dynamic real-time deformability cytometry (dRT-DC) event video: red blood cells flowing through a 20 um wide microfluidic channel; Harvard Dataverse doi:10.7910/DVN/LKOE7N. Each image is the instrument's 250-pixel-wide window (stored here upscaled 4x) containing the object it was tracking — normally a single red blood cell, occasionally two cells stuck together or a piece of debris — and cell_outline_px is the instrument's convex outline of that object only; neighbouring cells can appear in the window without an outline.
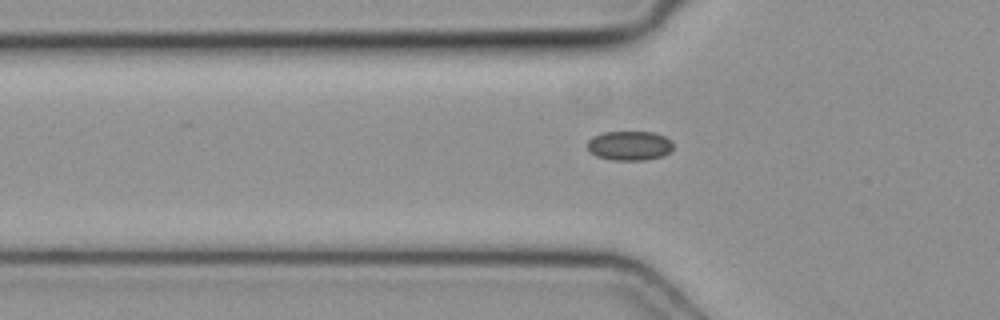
{"species": "common noctule bat (a hibernating species)", "species_latin": "Nyctalus noctula", "temperature_condition": "cold", "stored_images_in_passage": 37, "segment_of_instrument_passage": [1, 2], "camera_frame_rate_fps": 3000, "um_per_image_px": 0.085, "animal": {"sex": "female", "body_mass_g": 19.3, "forearm_length_mm": 54.1}, "frame": {"image": 1, "passage_image": 3, "time_ms": 0.667, "image_size_px": [1000, 320], "cell_outline_px": [[672, 148], [664, 156], [644, 160], [612, 160], [596, 156], [588, 148], [588, 140], [592, 136], [600, 132], [652, 132], [664, 136], [672, 140]], "centroid_in_image_um": [53.5, 12.37], "position_along_channel_um": 72.3, "area_um2": 14.74}}
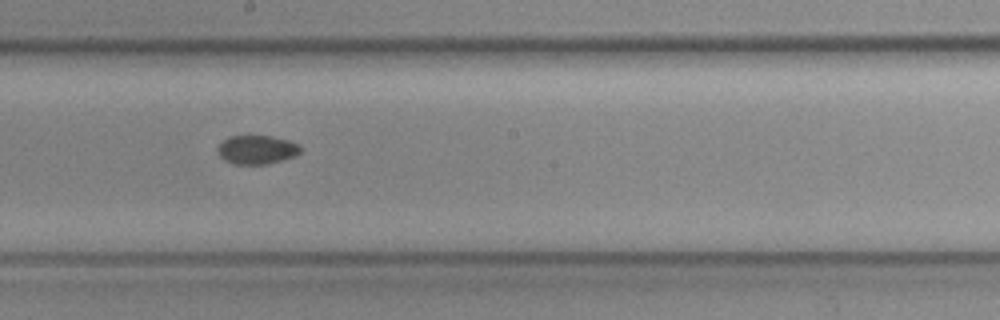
{"frame": {"image": 2, "passage_image": 14, "time_ms": 4.333, "image_size_px": [1000, 320], "cell_outline_px": [[300, 152], [296, 156], [268, 164], [232, 164], [224, 160], [220, 156], [216, 148], [228, 136], [272, 136], [288, 140], [300, 144]], "centroid_in_image_um": [21.83, 12.73], "position_along_channel_um": 226.4, "area_um2": 13.99}}
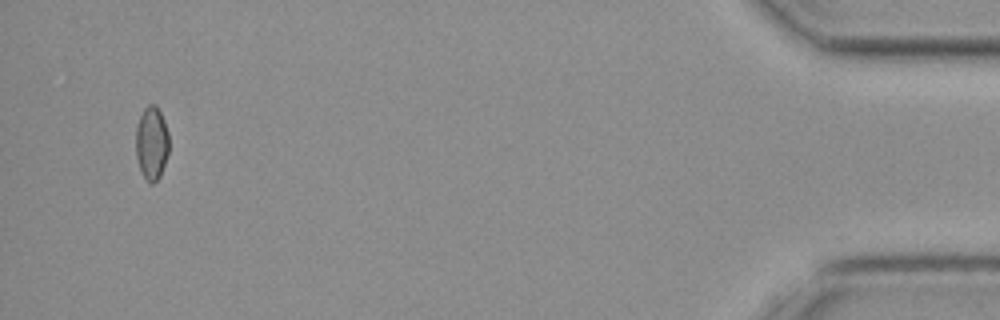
{"frame": {"image": 3, "passage_image": 34, "time_ms": 11.0, "image_size_px": [1000, 320], "cell_outline_px": [[168, 152], [160, 176], [152, 184], [148, 184], [140, 168], [136, 156], [136, 128], [140, 116], [144, 108], [148, 104], [156, 104], [164, 120], [168, 132]], "centroid_in_image_um": [12.88, 12.15], "position_along_channel_um": 422.3, "area_um2": 14.1}}